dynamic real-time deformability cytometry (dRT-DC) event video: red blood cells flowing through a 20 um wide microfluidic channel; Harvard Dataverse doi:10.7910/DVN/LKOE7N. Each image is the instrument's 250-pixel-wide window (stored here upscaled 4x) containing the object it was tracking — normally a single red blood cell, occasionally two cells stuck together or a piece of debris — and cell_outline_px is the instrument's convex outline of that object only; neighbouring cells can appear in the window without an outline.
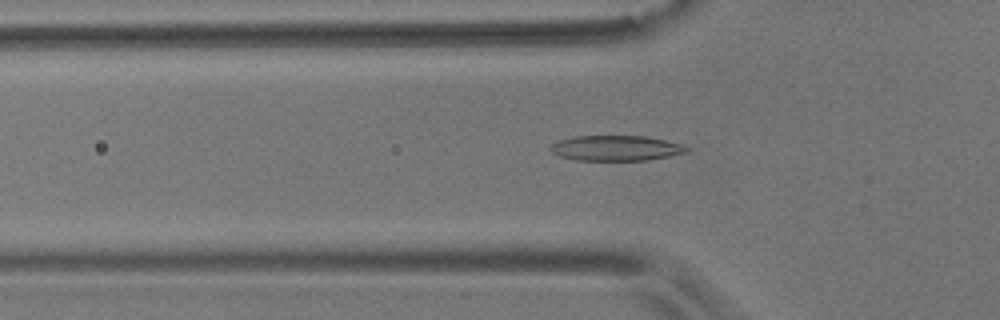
{"species": "common noctule bat (a hibernating species)", "species_latin": "Nyctalus noctula", "temperature_condition": "room temperature", "stored_images_in_passage": 36, "camera_frame_rate_fps": 3000, "um_per_image_px": 0.085, "animal": {"sex": "male", "body_mass_g": 17.9}, "frame": {"image": 1, "passage_image": 8, "time_ms": 2.333, "image_size_px": [1000, 320], "cell_outline_px": [[692, 148], [688, 152], [648, 160], [576, 160], [560, 156], [552, 152], [548, 148], [552, 144], [560, 140], [576, 136], [644, 136], [664, 140], [680, 144]], "centroid_in_image_um": [52.37, 12.59], "position_along_channel_um": 73.4, "area_um2": 19.94}}
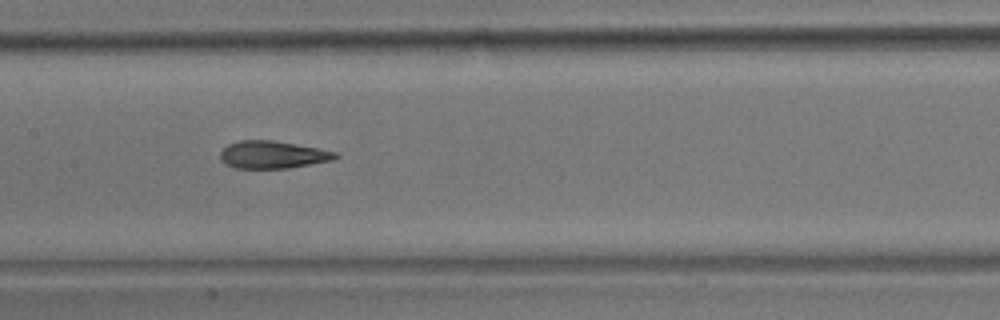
{"frame": {"image": 2, "passage_image": 17, "time_ms": 5.333, "image_size_px": [1000, 320], "cell_outline_px": [[340, 156], [332, 160], [288, 168], [236, 168], [224, 164], [220, 160], [220, 152], [228, 144], [240, 140], [272, 140], [316, 148], [336, 152]], "centroid_in_image_um": [23.13, 13.15], "position_along_channel_um": 184.3, "area_um2": 18.32}}
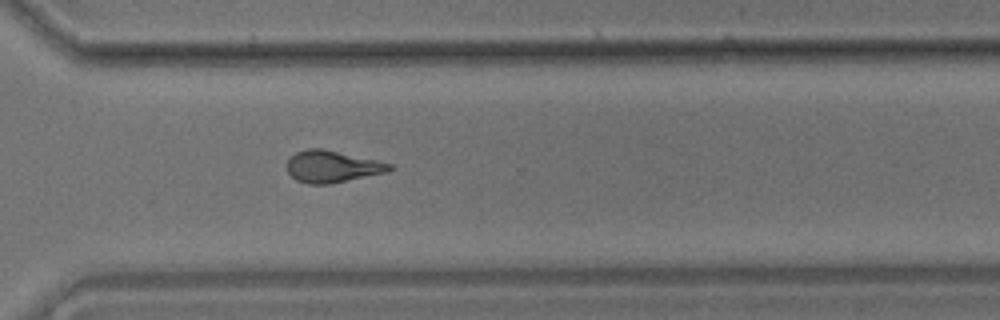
{"frame": {"image": 3, "passage_image": 30, "time_ms": 9.667, "image_size_px": [1000, 320], "cell_outline_px": [[396, 168], [388, 172], [332, 184], [308, 184], [296, 180], [288, 172], [288, 160], [296, 152], [308, 148], [324, 148], [376, 160], [392, 164]], "centroid_in_image_um": [28.28, 14.16], "position_along_channel_um": 342.3, "area_um2": 19.19}, "authors_computed_cell_mechanics": {"area_um2": 18.785, "velocity_mm_per_s": 3.6597, "shape_relaxation_time_tau1_ms": 7.1819, "shape_relaxation_time_tau2_ms": 2.4483, "deformation_change_tau1": 0.2054, "deformation_change_tau2": 0.1222}}